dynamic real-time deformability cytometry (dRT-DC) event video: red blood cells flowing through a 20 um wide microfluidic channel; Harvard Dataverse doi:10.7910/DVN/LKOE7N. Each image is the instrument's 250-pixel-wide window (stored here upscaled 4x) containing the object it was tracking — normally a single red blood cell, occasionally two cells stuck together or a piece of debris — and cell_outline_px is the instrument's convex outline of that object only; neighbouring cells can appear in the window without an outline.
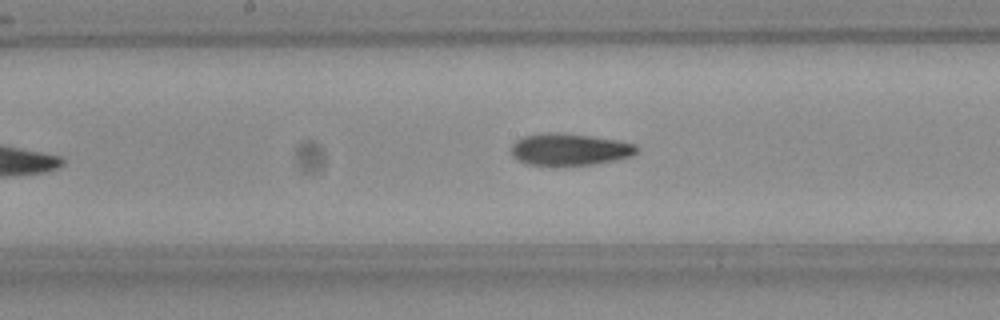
{"species": "Egyptian fruit bat (a non-hibernating species)", "species_latin": "Rousettus aegyptiacus", "temperature_condition": "room temperature", "stored_images_in_passage": 6, "camera_frame_rate_fps": 3000, "um_per_image_px": 0.085, "frame": {"image": 1, "passage_image": 5, "time_ms": 1.333, "image_size_px": [1000, 320], "cell_outline_px": [[636, 152], [632, 156], [592, 164], [528, 164], [512, 156], [512, 144], [516, 140], [524, 136], [544, 132], [560, 132], [592, 136], [616, 140], [636, 144]], "centroid_in_image_um": [48.4, 12.67], "position_along_channel_um": 199.8, "area_um2": 22.89}}